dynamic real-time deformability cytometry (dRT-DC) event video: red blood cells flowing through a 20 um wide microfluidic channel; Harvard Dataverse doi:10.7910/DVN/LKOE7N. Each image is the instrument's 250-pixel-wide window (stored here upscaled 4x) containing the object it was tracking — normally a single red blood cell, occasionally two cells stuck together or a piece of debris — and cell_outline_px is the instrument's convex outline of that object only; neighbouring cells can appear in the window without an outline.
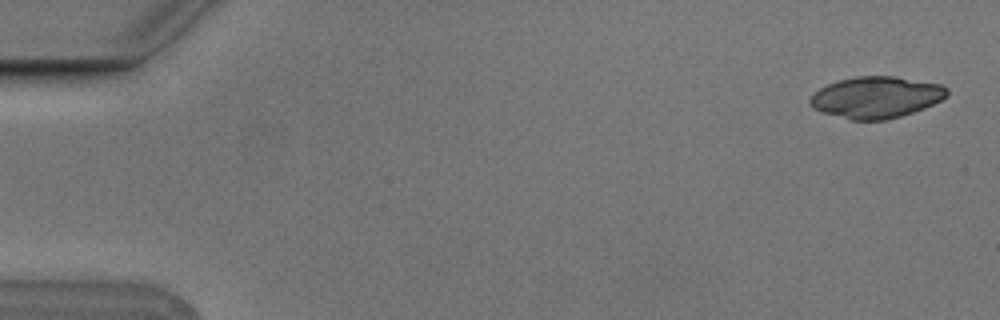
{"species": "Egyptian fruit bat (a non-hibernating species)", "species_latin": "Rousettus aegyptiacus", "temperature_condition": "cold", "stored_images_in_passage": 4, "camera_frame_rate_fps": 3000, "um_per_image_px": 0.085, "animal": {"sex": "male"}, "frame": {"image": 1, "passage_image": 1, "time_ms": 0.0, "image_size_px": [1000, 320], "cell_outline_px": [[948, 92], [940, 100], [924, 108], [900, 116], [884, 120], [852, 120], [824, 112], [812, 108], [808, 104], [808, 100], [820, 88], [828, 84], [840, 80], [856, 76], [896, 76], [940, 84], [948, 88]], "centroid_in_image_um": [74.46, 8.26], "position_along_channel_um": 10.5, "area_um2": 32.83}}